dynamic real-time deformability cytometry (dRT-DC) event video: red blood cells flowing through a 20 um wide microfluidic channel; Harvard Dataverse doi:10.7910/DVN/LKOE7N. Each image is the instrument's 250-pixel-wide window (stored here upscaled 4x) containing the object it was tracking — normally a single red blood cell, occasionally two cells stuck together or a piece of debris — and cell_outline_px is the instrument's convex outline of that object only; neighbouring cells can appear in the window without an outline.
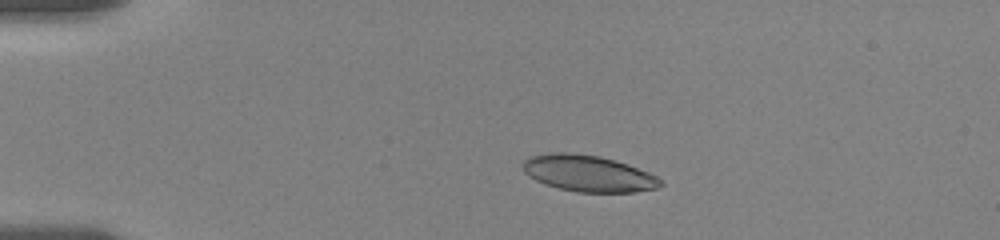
{"species": "human", "species_latin": "Homo sapiens", "temperature_condition": "room temperature", "stored_images_in_passage": 15, "camera_frame_rate_fps": 3000, "um_per_image_px": 0.085, "donor": {"sex": "female"}, "frame": {"image": 1, "passage_image": 2, "time_ms": 0.667, "image_size_px": [1000, 240], "cell_outline_px": [[664, 184], [656, 188], [636, 192], [576, 192], [544, 184], [528, 176], [524, 172], [520, 164], [528, 156], [548, 152], [568, 152], [600, 156], [628, 164], [648, 172], [664, 180]], "centroid_in_image_um": [49.97, 14.73], "position_along_channel_um": 35.0, "area_um2": 29.54}}
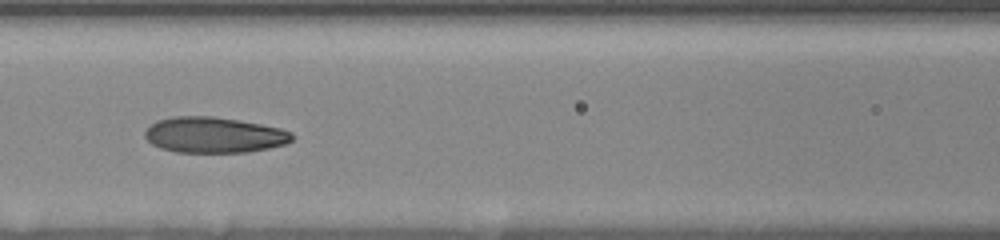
{"frame": {"image": 2, "passage_image": 11, "time_ms": 5.333, "image_size_px": [1000, 240], "cell_outline_px": [[296, 136], [292, 140], [284, 144], [268, 148], [248, 152], [176, 152], [160, 148], [152, 144], [144, 136], [144, 132], [148, 124], [156, 120], [172, 116], [212, 116], [240, 120], [280, 128], [292, 132]], "centroid_in_image_um": [18.16, 11.46], "position_along_channel_um": 148.4, "area_um2": 30.92}}
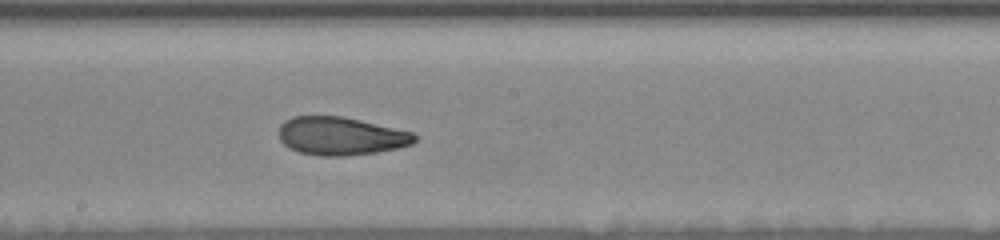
{"frame": {"image": 3, "passage_image": 15, "time_ms": 7.333, "image_size_px": [1000, 240], "cell_outline_px": [[416, 140], [412, 144], [400, 148], [376, 152], [344, 156], [320, 156], [300, 152], [288, 148], [280, 140], [280, 124], [284, 120], [292, 116], [340, 116], [360, 120], [412, 132], [416, 136]], "centroid_in_image_um": [28.95, 11.57], "position_along_channel_um": 219.2, "area_um2": 30.17}}